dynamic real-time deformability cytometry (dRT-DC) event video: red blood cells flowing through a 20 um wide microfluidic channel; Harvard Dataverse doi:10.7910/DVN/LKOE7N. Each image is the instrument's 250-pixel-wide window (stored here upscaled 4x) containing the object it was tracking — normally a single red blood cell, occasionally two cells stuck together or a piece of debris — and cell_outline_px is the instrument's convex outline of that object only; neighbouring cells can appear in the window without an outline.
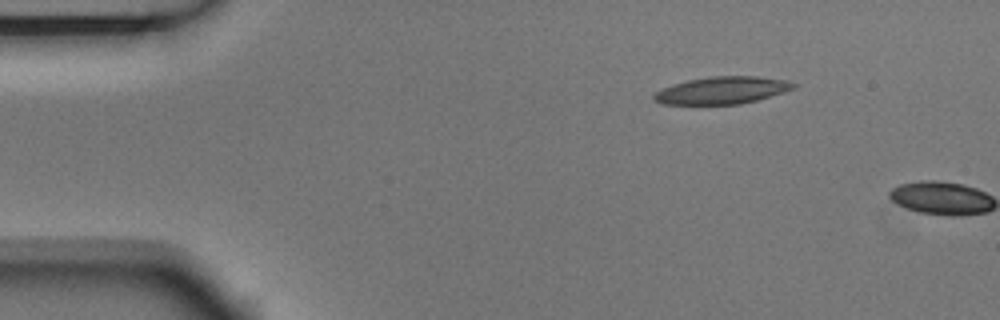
{"species": "Egyptian fruit bat (a non-hibernating species)", "species_latin": "Rousettus aegyptiacus", "temperature_condition": "room temperature", "stored_images_in_passage": 2, "camera_frame_rate_fps": 3000, "um_per_image_px": 0.085, "animal": {"sex": "male"}, "frame": {"image": 1, "passage_image": 1, "time_ms": 0.0, "image_size_px": [1000, 320], "cell_outline_px": [[796, 88], [784, 92], [756, 100], [740, 104], [660, 104], [652, 100], [652, 96], [656, 92], [672, 84], [688, 80], [708, 76], [756, 76], [784, 80], [796, 84]], "centroid_in_image_um": [61.34, 7.68], "position_along_channel_um": 23.7, "area_um2": 22.14}}